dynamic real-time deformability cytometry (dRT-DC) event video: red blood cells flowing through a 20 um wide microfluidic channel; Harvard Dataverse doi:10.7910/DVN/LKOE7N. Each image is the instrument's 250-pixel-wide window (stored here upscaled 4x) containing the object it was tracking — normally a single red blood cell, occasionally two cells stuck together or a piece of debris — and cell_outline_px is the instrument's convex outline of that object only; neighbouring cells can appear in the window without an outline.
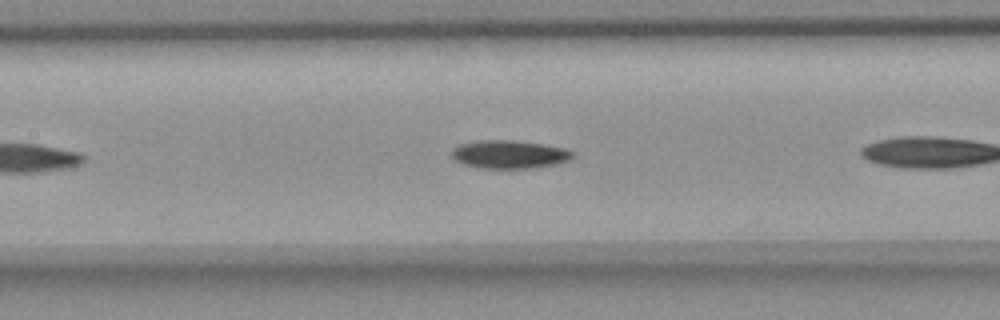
{"species": "common noctule bat (a hibernating species)", "species_latin": "Nyctalus noctula", "temperature_condition": "room temperature", "stored_images_in_passage": 28, "camera_frame_rate_fps": 3000, "um_per_image_px": 0.085, "animal": {"sex": "female", "body_mass_g": 18.4}, "frame": {"image": 1, "passage_image": 9, "time_ms": 2.667, "image_size_px": [1000, 320], "cell_outline_px": [[576, 156], [572, 160], [556, 164], [536, 168], [480, 168], [464, 164], [456, 160], [452, 156], [452, 148], [460, 144], [480, 140], [516, 140], [544, 144], [568, 148], [576, 152]], "centroid_in_image_um": [43.4, 13.12], "position_along_channel_um": 164.0, "area_um2": 20.29}}